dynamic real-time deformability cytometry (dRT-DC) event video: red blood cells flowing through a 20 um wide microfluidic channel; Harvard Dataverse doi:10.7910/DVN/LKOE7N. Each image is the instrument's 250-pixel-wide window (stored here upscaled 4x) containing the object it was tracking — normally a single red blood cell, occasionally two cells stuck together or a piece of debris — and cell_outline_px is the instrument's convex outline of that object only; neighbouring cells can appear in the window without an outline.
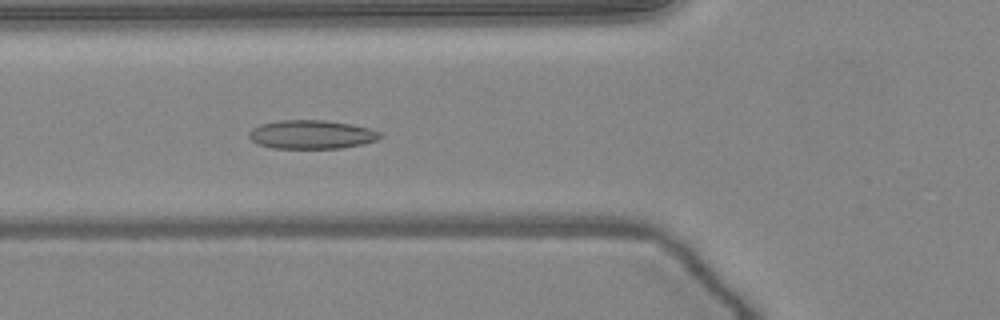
{"species": "common noctule bat (a hibernating species)", "species_latin": "Nyctalus noctula", "temperature_condition": "warm", "stored_images_in_passage": 51, "camera_frame_rate_fps": 3000, "um_per_image_px": 0.085, "animal": {"sex": "female", "body_mass_g": 24.6, "forearm_length_mm": 56.2}, "frame": {"image": 1, "passage_image": 19, "time_ms": 6.0, "image_size_px": [1000, 320], "cell_outline_px": [[384, 136], [376, 140], [364, 144], [340, 148], [272, 148], [256, 144], [248, 136], [248, 132], [252, 128], [260, 124], [280, 120], [324, 120], [352, 124], [368, 128], [380, 132]], "centroid_in_image_um": [26.47, 11.43], "position_along_channel_um": 99.3, "area_um2": 22.08}}
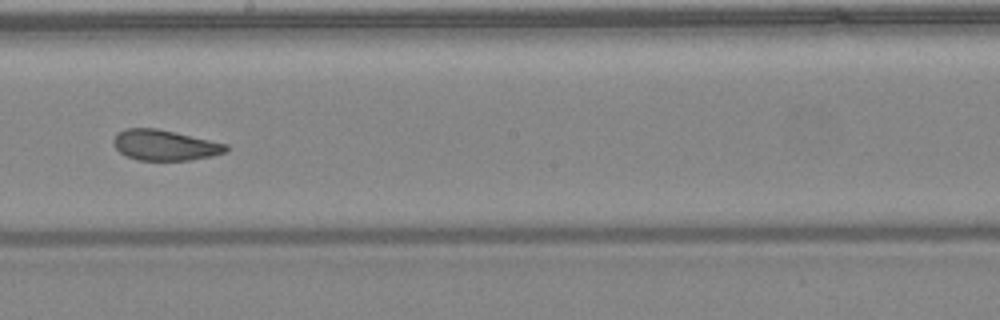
{"frame": {"image": 2, "passage_image": 29, "time_ms": 9.333, "image_size_px": [1000, 320], "cell_outline_px": [[228, 148], [224, 152], [212, 156], [192, 160], [140, 160], [128, 156], [120, 152], [112, 144], [112, 140], [116, 132], [124, 128], [156, 128], [228, 144]], "centroid_in_image_um": [13.97, 12.33], "position_along_channel_um": 234.2, "area_um2": 20.0}}
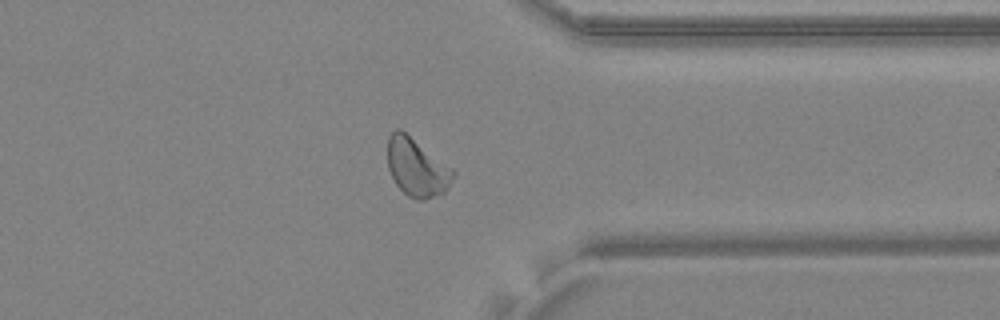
{"frame": {"image": 3, "passage_image": 40, "time_ms": 13.0, "image_size_px": [1000, 320], "cell_outline_px": [[456, 176], [444, 192], [424, 200], [416, 200], [408, 196], [396, 184], [388, 168], [388, 136], [396, 128], [400, 128], [452, 168], [456, 172]], "centroid_in_image_um": [35.43, 14.23], "position_along_channel_um": 376.0, "area_um2": 22.08}, "authors_computed_cell_mechanics": {"area_um2": 21.8484, "velocity_mm_per_s": 4.03, "shape_relaxation_time_tau1_ms": 5.6806, "shape_relaxation_time_tau2_ms": 1.6504, "deformation_change_tau1": 0.1328, "deformation_change_tau2": 0.0751}}